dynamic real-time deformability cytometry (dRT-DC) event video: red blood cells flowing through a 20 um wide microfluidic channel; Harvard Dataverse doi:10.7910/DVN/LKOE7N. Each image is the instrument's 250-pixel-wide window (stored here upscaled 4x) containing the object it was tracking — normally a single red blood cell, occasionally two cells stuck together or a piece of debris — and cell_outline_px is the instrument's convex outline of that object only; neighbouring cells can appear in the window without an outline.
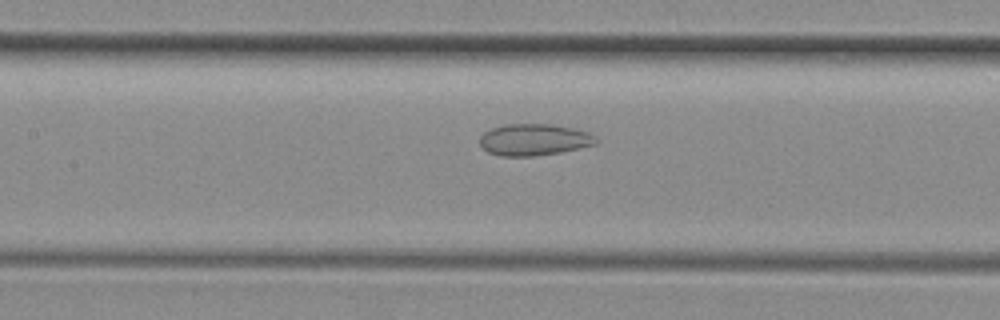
{"species": "common noctule bat (a hibernating species)", "species_latin": "Nyctalus noctula", "temperature_condition": "room temperature", "stored_images_in_passage": 37, "camera_frame_rate_fps": 3000, "um_per_image_px": 0.085, "animal": {"sex": "female", "body_mass_g": 29.2, "forearm_length_mm": 56.3}, "frame": {"image": 1, "passage_image": 11, "time_ms": 3.333, "image_size_px": [1000, 320], "cell_outline_px": [[596, 144], [560, 152], [536, 156], [500, 156], [488, 152], [480, 144], [480, 136], [484, 132], [492, 128], [508, 124], [552, 124], [572, 128], [588, 132], [596, 136]], "centroid_in_image_um": [45.38, 11.87], "position_along_channel_um": 162.0, "area_um2": 21.33}}
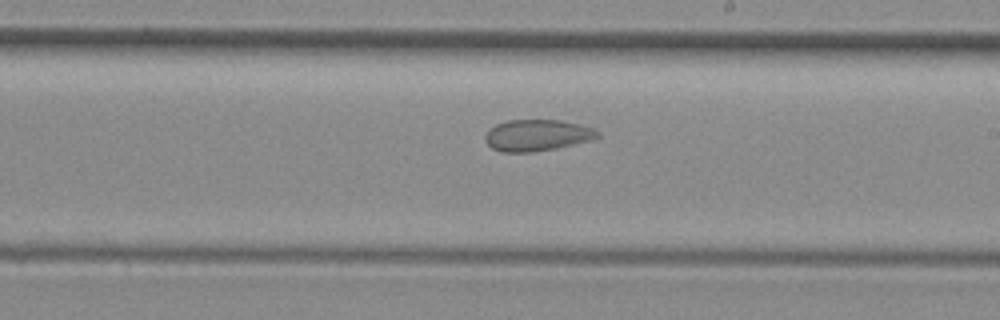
{"frame": {"image": 2, "passage_image": 17, "time_ms": 5.333, "image_size_px": [1000, 320], "cell_outline_px": [[600, 136], [592, 140], [556, 148], [532, 152], [500, 152], [492, 148], [484, 140], [484, 136], [488, 128], [496, 124], [508, 120], [560, 120], [592, 128], [600, 132]], "centroid_in_image_um": [45.61, 11.5], "position_along_channel_um": 243.4, "area_um2": 20.63}}
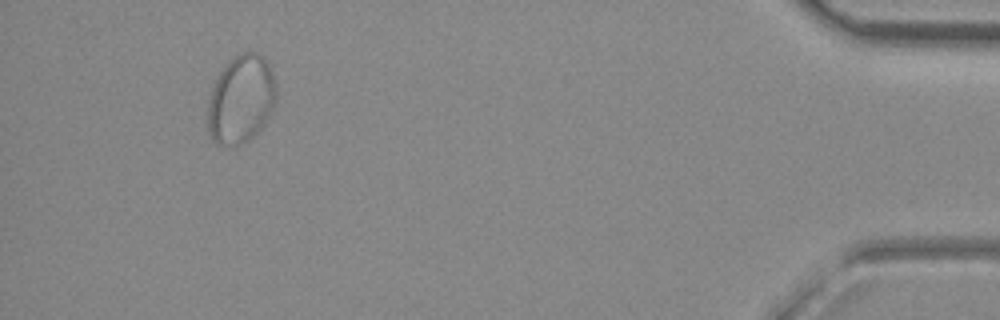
{"frame": {"image": 3, "passage_image": 35, "time_ms": 11.333, "image_size_px": [1000, 320], "cell_outline_px": [[276, 100], [264, 124], [244, 144], [216, 144], [212, 140], [208, 132], [208, 100], [212, 88], [224, 64], [240, 52], [260, 52], [268, 60], [272, 68], [276, 84]], "centroid_in_image_um": [20.5, 8.39], "position_along_channel_um": 414.7, "area_um2": 35.43}}